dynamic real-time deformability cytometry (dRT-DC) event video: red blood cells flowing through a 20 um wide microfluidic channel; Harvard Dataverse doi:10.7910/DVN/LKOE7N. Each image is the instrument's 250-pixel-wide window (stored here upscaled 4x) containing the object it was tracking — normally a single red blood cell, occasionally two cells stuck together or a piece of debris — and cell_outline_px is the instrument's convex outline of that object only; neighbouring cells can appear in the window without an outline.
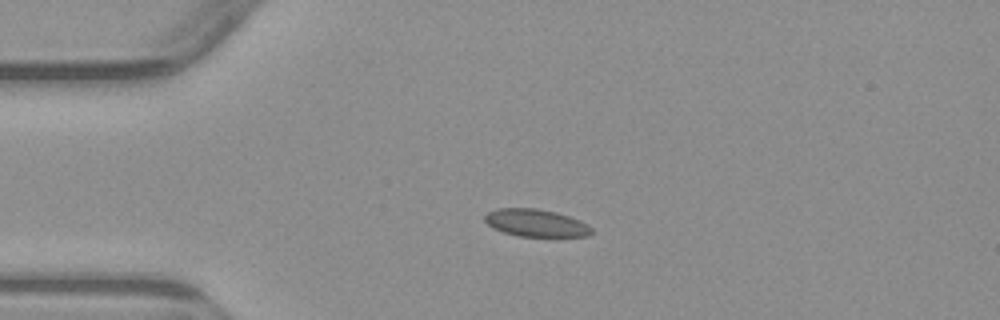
{"species": "common noctule bat (a hibernating species)", "species_latin": "Nyctalus noctula", "temperature_condition": "warm", "stored_images_in_passage": 3, "camera_frame_rate_fps": 3000, "um_per_image_px": 0.085, "animal": {"sex": "male", "body_mass_g": 23.1, "forearm_length_mm": 52.7}, "frame": {"image": 1, "passage_image": 2, "time_ms": 1.333, "image_size_px": [1000, 320], "cell_outline_px": [[592, 232], [588, 236], [516, 236], [492, 228], [484, 220], [484, 216], [488, 212], [496, 208], [536, 208], [556, 212], [580, 220], [588, 224], [592, 228]], "centroid_in_image_um": [45.53, 18.94], "position_along_channel_um": 39.5, "area_um2": 17.11}}